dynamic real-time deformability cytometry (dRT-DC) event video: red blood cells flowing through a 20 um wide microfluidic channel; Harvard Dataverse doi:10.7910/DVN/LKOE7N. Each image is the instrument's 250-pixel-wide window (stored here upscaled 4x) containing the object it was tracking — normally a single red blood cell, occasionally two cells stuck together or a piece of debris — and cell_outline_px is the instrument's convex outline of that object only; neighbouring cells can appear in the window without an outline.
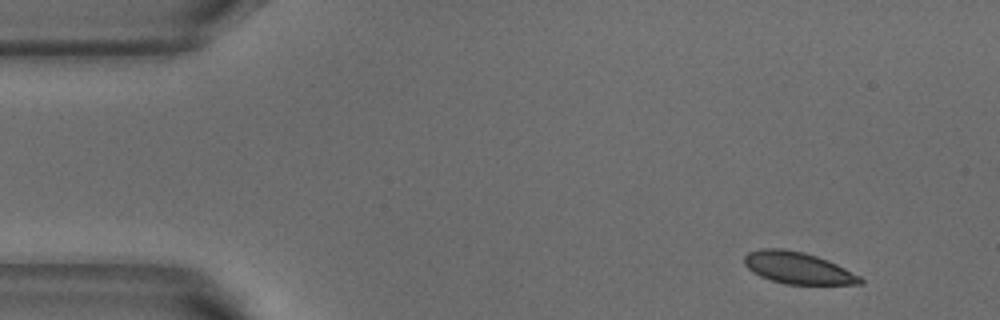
{"species": "common noctule bat (a hibernating species)", "species_latin": "Nyctalus noctula", "temperature_condition": "warm", "stored_images_in_passage": 6, "camera_frame_rate_fps": 3000, "um_per_image_px": 0.085, "animal": {"sex": "male", "body_mass_g": 18.8}, "frame": {"image": 1, "passage_image": 1, "time_ms": 0.0, "image_size_px": [1000, 320], "cell_outline_px": [[864, 284], [784, 284], [760, 276], [752, 272], [744, 264], [744, 256], [748, 252], [760, 248], [780, 248], [804, 252], [828, 260], [860, 276], [864, 280]], "centroid_in_image_um": [67.79, 22.77], "position_along_channel_um": 17.2, "area_um2": 21.44}}
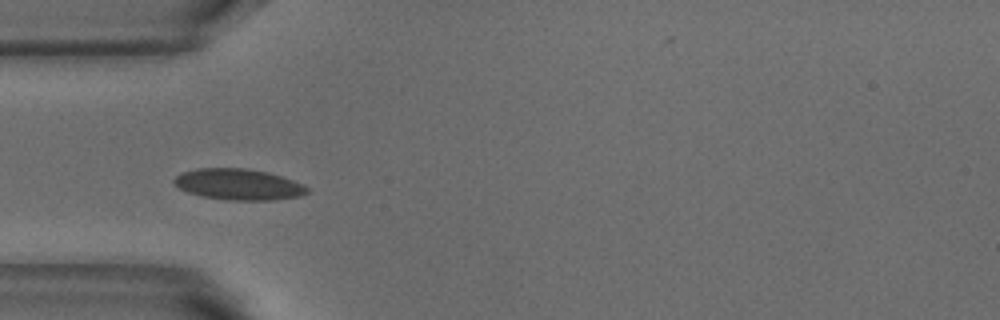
{"frame": {"image": 2, "passage_image": 4, "time_ms": 1.0, "image_size_px": [1000, 320], "cell_outline_px": [[308, 192], [300, 196], [276, 200], [228, 200], [200, 196], [188, 192], [180, 188], [172, 180], [180, 172], [196, 168], [244, 168], [268, 172], [304, 184], [308, 188]], "centroid_in_image_um": [20.26, 15.67], "position_along_channel_um": 64.7, "area_um2": 24.16}}
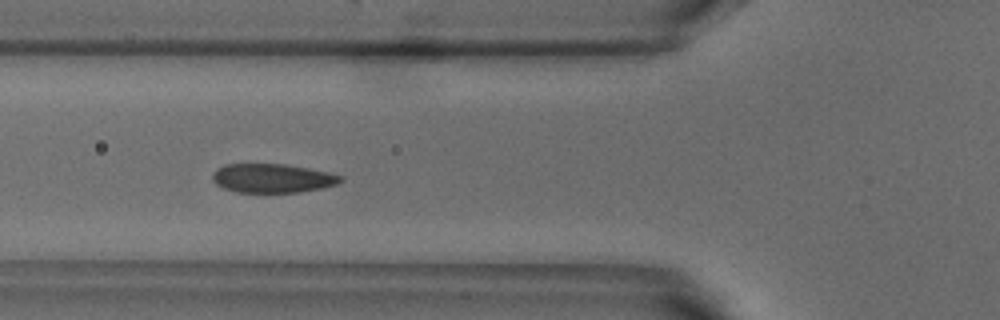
{"frame": {"image": 3, "passage_image": 5, "time_ms": 1.333, "image_size_px": [1000, 320], "cell_outline_px": [[344, 180], [336, 184], [320, 188], [300, 192], [236, 192], [224, 188], [216, 184], [212, 180], [212, 172], [216, 168], [224, 164], [284, 164], [308, 168], [328, 172], [344, 176]], "centroid_in_image_um": [23.13, 15.14], "position_along_channel_um": 102.7, "area_um2": 21.68}}